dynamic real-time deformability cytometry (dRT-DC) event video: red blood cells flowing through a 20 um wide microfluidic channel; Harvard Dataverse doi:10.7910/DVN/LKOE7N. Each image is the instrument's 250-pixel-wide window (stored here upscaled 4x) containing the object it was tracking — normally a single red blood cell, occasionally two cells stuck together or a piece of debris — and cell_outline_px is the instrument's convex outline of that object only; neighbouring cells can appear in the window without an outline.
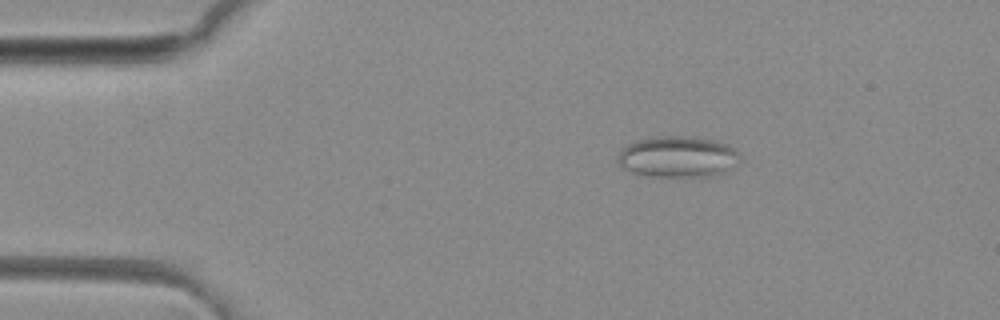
{"species": "common noctule bat (a hibernating species)", "species_latin": "Nyctalus noctula", "temperature_condition": "room temperature", "stored_images_in_passage": 42, "camera_frame_rate_fps": 3000, "um_per_image_px": 0.085, "animal": {"sex": "female", "body_mass_g": 29.2, "forearm_length_mm": 56.3}, "frame": {"image": 1, "passage_image": 1, "time_ms": 0.0, "image_size_px": [1000, 320], "cell_outline_px": [[740, 164], [724, 172], [708, 176], [648, 176], [632, 172], [624, 168], [616, 160], [620, 148], [636, 140], [656, 136], [680, 136], [716, 140], [728, 144], [740, 156]], "centroid_in_image_um": [57.6, 13.32], "position_along_channel_um": 27.4, "area_um2": 29.42}}
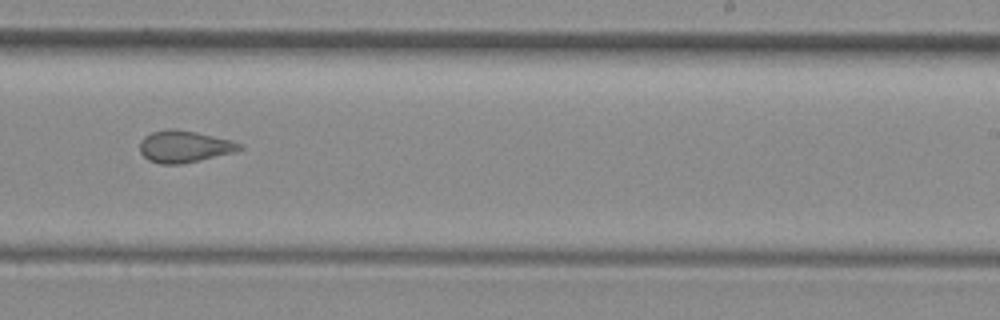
{"frame": {"image": 2, "passage_image": 23, "time_ms": 7.333, "image_size_px": [1000, 320], "cell_outline_px": [[244, 148], [236, 152], [184, 164], [160, 164], [148, 160], [140, 152], [140, 140], [144, 136], [152, 132], [196, 132], [232, 140], [240, 144]], "centroid_in_image_um": [15.7, 12.51], "position_along_channel_um": 273.3, "area_um2": 18.03}}
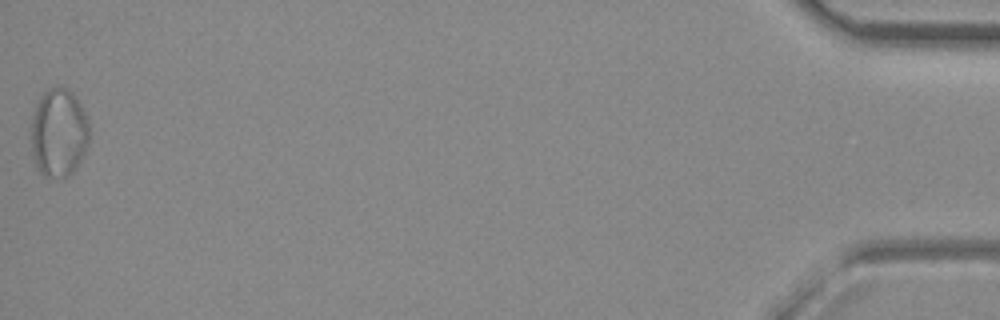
{"frame": {"image": 3, "passage_image": 42, "time_ms": 13.667, "image_size_px": [1000, 320], "cell_outline_px": [[88, 144], [80, 160], [72, 172], [68, 176], [44, 176], [36, 168], [32, 156], [28, 132], [28, 128], [36, 104], [40, 96], [48, 88], [56, 84], [68, 88], [72, 92], [80, 104], [84, 112], [88, 124]], "centroid_in_image_um": [4.92, 11.24], "position_along_channel_um": 430.3, "area_um2": 30.58}, "authors_computed_cell_mechanics": {"area_um2": 20.519, "velocity_mm_per_s": 4.1525, "shape_relaxation_time_tau1_ms": null, "shape_relaxation_time_tau2_ms": 1.3519, "deformation_change_tau1": null, "deformation_change_tau2": 0.077}}